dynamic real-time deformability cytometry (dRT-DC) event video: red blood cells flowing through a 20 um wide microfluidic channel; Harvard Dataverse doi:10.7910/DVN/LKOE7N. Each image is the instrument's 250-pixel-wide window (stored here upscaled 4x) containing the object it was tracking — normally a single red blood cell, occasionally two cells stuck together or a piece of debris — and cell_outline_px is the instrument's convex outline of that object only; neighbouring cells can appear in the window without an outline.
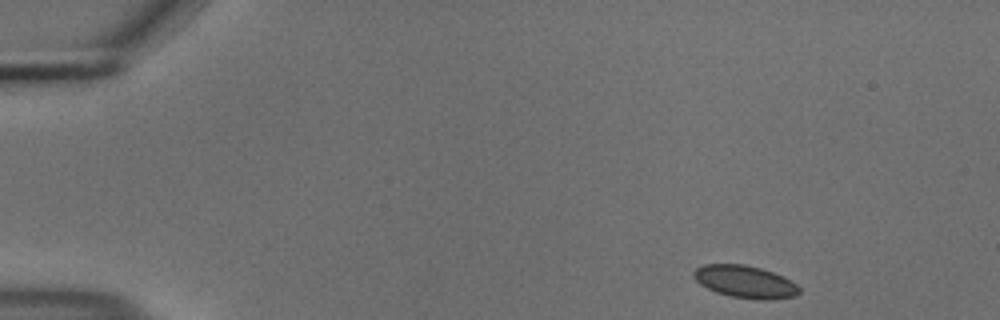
{"species": "common noctule bat (a hibernating species)", "species_latin": "Nyctalus noctula", "temperature_condition": "cold", "stored_images_in_passage": 26, "camera_frame_rate_fps": 3000, "um_per_image_px": 0.085, "animal": {"sex": "male", "body_mass_g": 18.8}, "frame": {"image": 1, "passage_image": 1, "time_ms": 0.0, "image_size_px": [1000, 320], "cell_outline_px": [[800, 292], [796, 296], [768, 300], [760, 300], [732, 296], [716, 292], [700, 284], [692, 276], [692, 272], [696, 268], [704, 264], [744, 264], [760, 268], [784, 276], [792, 280], [800, 288]], "centroid_in_image_um": [63.35, 23.94], "position_along_channel_um": 21.7, "area_um2": 20.0}}
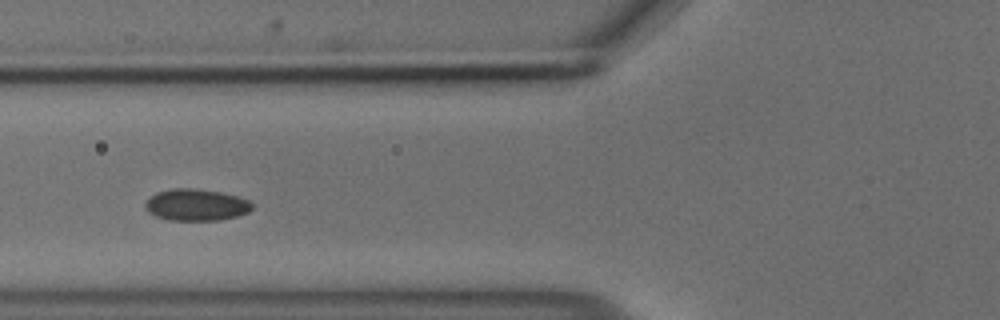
{"frame": {"image": 2, "passage_image": 16, "time_ms": 5.0, "image_size_px": [1000, 320], "cell_outline_px": [[252, 208], [248, 212], [236, 216], [220, 220], [168, 220], [156, 216], [148, 212], [144, 204], [156, 192], [172, 188], [196, 188], [220, 192], [236, 196], [248, 200], [252, 204]], "centroid_in_image_um": [16.66, 17.41], "position_along_channel_um": 109.1, "area_um2": 19.65}}
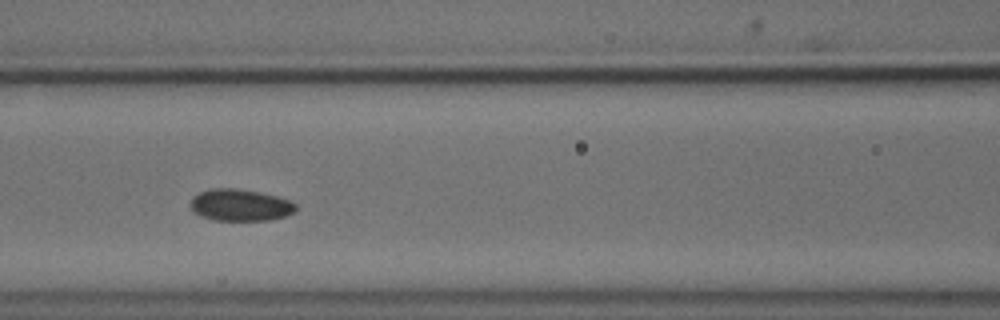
{"frame": {"image": 3, "passage_image": 19, "time_ms": 6.0, "image_size_px": [1000, 320], "cell_outline_px": [[296, 208], [292, 212], [284, 216], [268, 220], [212, 220], [200, 216], [192, 208], [192, 196], [200, 192], [212, 188], [236, 188], [260, 192], [276, 196], [288, 200], [296, 204]], "centroid_in_image_um": [20.4, 17.42], "position_along_channel_um": 146.2, "area_um2": 19.31}}